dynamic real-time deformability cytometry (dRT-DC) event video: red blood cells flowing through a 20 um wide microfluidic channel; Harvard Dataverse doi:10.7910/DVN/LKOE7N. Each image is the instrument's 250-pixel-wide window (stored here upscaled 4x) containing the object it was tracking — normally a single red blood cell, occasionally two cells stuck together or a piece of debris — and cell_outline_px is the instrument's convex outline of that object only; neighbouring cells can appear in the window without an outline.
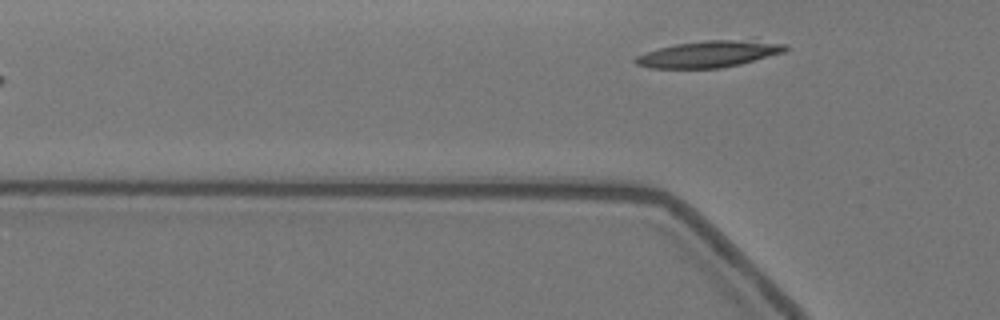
{"species": "Egyptian fruit bat (a non-hibernating species)", "species_latin": "Rousettus aegyptiacus", "temperature_condition": "warm", "stored_images_in_passage": 2, "camera_frame_rate_fps": 3000, "um_per_image_px": 0.085, "animal": {"sex": "female"}, "frame": {"image": 1, "passage_image": 2, "time_ms": 0.333, "image_size_px": [1000, 320], "cell_outline_px": [[792, 48], [784, 52], [740, 64], [724, 68], [652, 68], [640, 64], [636, 60], [636, 56], [660, 48], [680, 44], [704, 40], [756, 36], [788, 44]], "centroid_in_image_um": [60.57, 4.52], "position_along_channel_um": 65.2, "area_um2": 24.04}}